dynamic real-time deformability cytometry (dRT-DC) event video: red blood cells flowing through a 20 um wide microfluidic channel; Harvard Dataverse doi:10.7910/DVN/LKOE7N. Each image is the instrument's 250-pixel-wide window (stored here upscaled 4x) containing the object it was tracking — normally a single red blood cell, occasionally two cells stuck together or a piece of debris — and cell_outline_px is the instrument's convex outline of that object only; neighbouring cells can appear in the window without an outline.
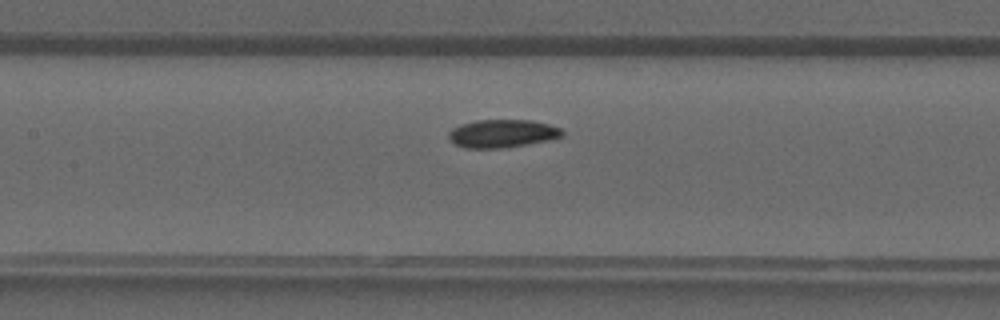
{"species": "common noctule bat (a hibernating species)", "species_latin": "Nyctalus noctula", "temperature_condition": "warm", "stored_images_in_passage": 29, "camera_frame_rate_fps": 3000, "um_per_image_px": 0.085, "animal": {"sex": "male", "forearm_length_mm": 52.5}, "frame": {"image": 1, "passage_image": 8, "time_ms": 2.333, "image_size_px": [1000, 320], "cell_outline_px": [[564, 136], [548, 140], [504, 148], [464, 148], [456, 144], [448, 136], [448, 132], [452, 128], [460, 124], [476, 120], [532, 120], [548, 124], [560, 128], [564, 132]], "centroid_in_image_um": [42.69, 11.34], "position_along_channel_um": 164.7, "area_um2": 18.55}}
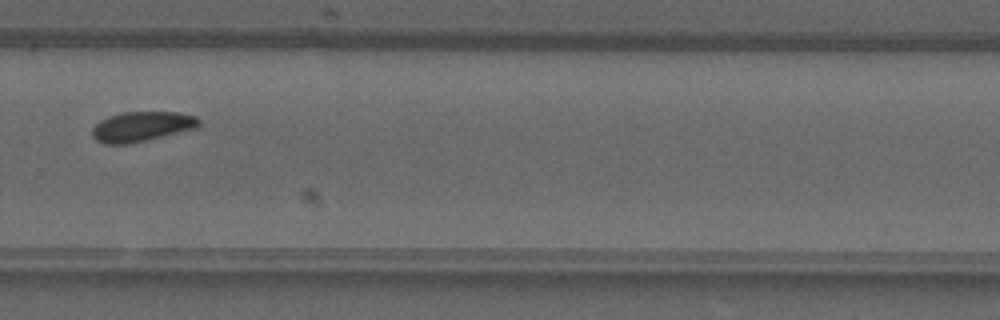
{"frame": {"image": 2, "passage_image": 17, "time_ms": 5.333, "image_size_px": [1000, 320], "cell_outline_px": [[200, 124], [196, 128], [148, 140], [128, 144], [104, 144], [96, 140], [92, 136], [92, 128], [100, 120], [108, 116], [124, 112], [176, 112], [196, 116], [200, 120]], "centroid_in_image_um": [12.04, 10.76], "position_along_channel_um": 317.8, "area_um2": 18.67}}
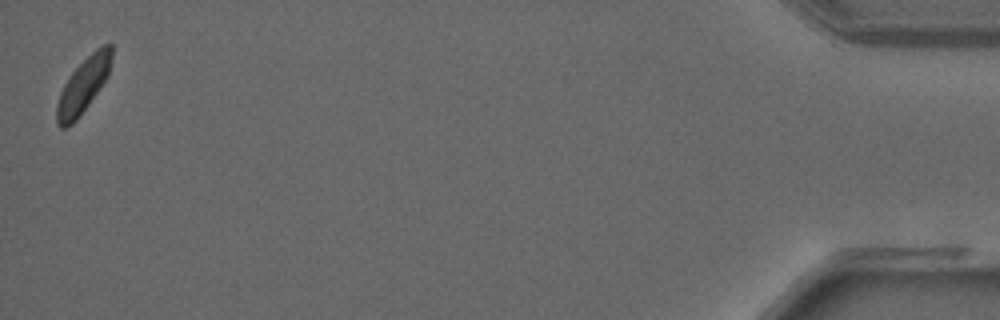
{"frame": {"image": 3, "passage_image": 29, "time_ms": 9.333, "image_size_px": [1000, 320], "cell_outline_px": [[112, 56], [108, 76], [100, 88], [76, 120], [72, 124], [64, 128], [60, 128], [56, 124], [56, 104], [60, 92], [64, 84], [72, 72], [96, 48], [104, 44], [112, 44]], "centroid_in_image_um": [7.06, 7.27], "position_along_channel_um": 428.1, "area_um2": 17.34}}